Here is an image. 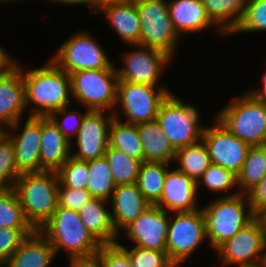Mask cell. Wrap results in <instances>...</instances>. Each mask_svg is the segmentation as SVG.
I'll use <instances>...</instances> for the list:
<instances>
[{
	"mask_svg": "<svg viewBox=\"0 0 266 267\" xmlns=\"http://www.w3.org/2000/svg\"><path fill=\"white\" fill-rule=\"evenodd\" d=\"M25 84L26 107L30 104L28 116L48 117L52 112L70 106V75L59 68L51 59L40 68L21 67Z\"/></svg>",
	"mask_w": 266,
	"mask_h": 267,
	"instance_id": "cell-1",
	"label": "cell"
},
{
	"mask_svg": "<svg viewBox=\"0 0 266 267\" xmlns=\"http://www.w3.org/2000/svg\"><path fill=\"white\" fill-rule=\"evenodd\" d=\"M39 232L51 243L55 255L64 250L69 260L96 257L101 245L86 229L79 213L64 207H57Z\"/></svg>",
	"mask_w": 266,
	"mask_h": 267,
	"instance_id": "cell-2",
	"label": "cell"
},
{
	"mask_svg": "<svg viewBox=\"0 0 266 267\" xmlns=\"http://www.w3.org/2000/svg\"><path fill=\"white\" fill-rule=\"evenodd\" d=\"M57 172L22 174L14 184L24 216L34 230H38L52 217L58 207Z\"/></svg>",
	"mask_w": 266,
	"mask_h": 267,
	"instance_id": "cell-3",
	"label": "cell"
},
{
	"mask_svg": "<svg viewBox=\"0 0 266 267\" xmlns=\"http://www.w3.org/2000/svg\"><path fill=\"white\" fill-rule=\"evenodd\" d=\"M201 210L207 239L214 250L255 218L246 194L239 191L222 195Z\"/></svg>",
	"mask_w": 266,
	"mask_h": 267,
	"instance_id": "cell-4",
	"label": "cell"
},
{
	"mask_svg": "<svg viewBox=\"0 0 266 267\" xmlns=\"http://www.w3.org/2000/svg\"><path fill=\"white\" fill-rule=\"evenodd\" d=\"M216 119L232 134L250 146H264L266 139V105L249 92L237 96L221 109Z\"/></svg>",
	"mask_w": 266,
	"mask_h": 267,
	"instance_id": "cell-5",
	"label": "cell"
},
{
	"mask_svg": "<svg viewBox=\"0 0 266 267\" xmlns=\"http://www.w3.org/2000/svg\"><path fill=\"white\" fill-rule=\"evenodd\" d=\"M197 108L170 93L161 103L156 121L175 150L202 140L205 126Z\"/></svg>",
	"mask_w": 266,
	"mask_h": 267,
	"instance_id": "cell-6",
	"label": "cell"
},
{
	"mask_svg": "<svg viewBox=\"0 0 266 267\" xmlns=\"http://www.w3.org/2000/svg\"><path fill=\"white\" fill-rule=\"evenodd\" d=\"M71 96L93 111L113 110L117 102L116 69L78 70L70 74Z\"/></svg>",
	"mask_w": 266,
	"mask_h": 267,
	"instance_id": "cell-7",
	"label": "cell"
},
{
	"mask_svg": "<svg viewBox=\"0 0 266 267\" xmlns=\"http://www.w3.org/2000/svg\"><path fill=\"white\" fill-rule=\"evenodd\" d=\"M135 3L141 27L139 45L160 50L172 59L180 36L169 16L168 1L135 0Z\"/></svg>",
	"mask_w": 266,
	"mask_h": 267,
	"instance_id": "cell-8",
	"label": "cell"
},
{
	"mask_svg": "<svg viewBox=\"0 0 266 267\" xmlns=\"http://www.w3.org/2000/svg\"><path fill=\"white\" fill-rule=\"evenodd\" d=\"M174 214L169 220L166 251L169 259L178 267L202 245L207 233L201 208Z\"/></svg>",
	"mask_w": 266,
	"mask_h": 267,
	"instance_id": "cell-9",
	"label": "cell"
},
{
	"mask_svg": "<svg viewBox=\"0 0 266 267\" xmlns=\"http://www.w3.org/2000/svg\"><path fill=\"white\" fill-rule=\"evenodd\" d=\"M170 93L164 85L159 87L118 81L116 107L121 104L126 123L138 125L155 121L161 103Z\"/></svg>",
	"mask_w": 266,
	"mask_h": 267,
	"instance_id": "cell-10",
	"label": "cell"
},
{
	"mask_svg": "<svg viewBox=\"0 0 266 267\" xmlns=\"http://www.w3.org/2000/svg\"><path fill=\"white\" fill-rule=\"evenodd\" d=\"M76 33L63 42L51 58L59 68L69 75L78 70L116 69L104 48L89 32Z\"/></svg>",
	"mask_w": 266,
	"mask_h": 267,
	"instance_id": "cell-11",
	"label": "cell"
},
{
	"mask_svg": "<svg viewBox=\"0 0 266 267\" xmlns=\"http://www.w3.org/2000/svg\"><path fill=\"white\" fill-rule=\"evenodd\" d=\"M266 243L262 221L255 217L231 238L222 243L215 252L226 266L259 267Z\"/></svg>",
	"mask_w": 266,
	"mask_h": 267,
	"instance_id": "cell-12",
	"label": "cell"
},
{
	"mask_svg": "<svg viewBox=\"0 0 266 267\" xmlns=\"http://www.w3.org/2000/svg\"><path fill=\"white\" fill-rule=\"evenodd\" d=\"M133 46L137 49L123 54L124 67L116 69L119 81L160 86L162 72L172 59L160 50Z\"/></svg>",
	"mask_w": 266,
	"mask_h": 267,
	"instance_id": "cell-13",
	"label": "cell"
},
{
	"mask_svg": "<svg viewBox=\"0 0 266 267\" xmlns=\"http://www.w3.org/2000/svg\"><path fill=\"white\" fill-rule=\"evenodd\" d=\"M202 140L208 149L211 162L233 171H241L249 144L232 134L217 119L211 126H205Z\"/></svg>",
	"mask_w": 266,
	"mask_h": 267,
	"instance_id": "cell-14",
	"label": "cell"
},
{
	"mask_svg": "<svg viewBox=\"0 0 266 267\" xmlns=\"http://www.w3.org/2000/svg\"><path fill=\"white\" fill-rule=\"evenodd\" d=\"M21 122L18 120L5 129L13 143L18 174L40 173L41 117L28 116L21 133L16 134Z\"/></svg>",
	"mask_w": 266,
	"mask_h": 267,
	"instance_id": "cell-15",
	"label": "cell"
},
{
	"mask_svg": "<svg viewBox=\"0 0 266 267\" xmlns=\"http://www.w3.org/2000/svg\"><path fill=\"white\" fill-rule=\"evenodd\" d=\"M168 213L156 205H151L124 229V235L136 243L135 246L166 251L170 220Z\"/></svg>",
	"mask_w": 266,
	"mask_h": 267,
	"instance_id": "cell-16",
	"label": "cell"
},
{
	"mask_svg": "<svg viewBox=\"0 0 266 267\" xmlns=\"http://www.w3.org/2000/svg\"><path fill=\"white\" fill-rule=\"evenodd\" d=\"M105 111L90 110L84 117L76 136L77 153H71L75 159L94 160L104 156L109 145V127L113 113L105 116Z\"/></svg>",
	"mask_w": 266,
	"mask_h": 267,
	"instance_id": "cell-17",
	"label": "cell"
},
{
	"mask_svg": "<svg viewBox=\"0 0 266 267\" xmlns=\"http://www.w3.org/2000/svg\"><path fill=\"white\" fill-rule=\"evenodd\" d=\"M197 183L178 171L168 170L160 200L155 204L167 212H191L199 209Z\"/></svg>",
	"mask_w": 266,
	"mask_h": 267,
	"instance_id": "cell-18",
	"label": "cell"
},
{
	"mask_svg": "<svg viewBox=\"0 0 266 267\" xmlns=\"http://www.w3.org/2000/svg\"><path fill=\"white\" fill-rule=\"evenodd\" d=\"M16 63L8 72L0 75V126L7 128L23 119L26 110L25 84L21 66Z\"/></svg>",
	"mask_w": 266,
	"mask_h": 267,
	"instance_id": "cell-19",
	"label": "cell"
},
{
	"mask_svg": "<svg viewBox=\"0 0 266 267\" xmlns=\"http://www.w3.org/2000/svg\"><path fill=\"white\" fill-rule=\"evenodd\" d=\"M106 16L116 33L127 45L139 44L141 35L140 17L135 0H108L97 5L94 15Z\"/></svg>",
	"mask_w": 266,
	"mask_h": 267,
	"instance_id": "cell-20",
	"label": "cell"
},
{
	"mask_svg": "<svg viewBox=\"0 0 266 267\" xmlns=\"http://www.w3.org/2000/svg\"><path fill=\"white\" fill-rule=\"evenodd\" d=\"M109 203L112 205V223L118 235L151 206L136 183L116 185Z\"/></svg>",
	"mask_w": 266,
	"mask_h": 267,
	"instance_id": "cell-21",
	"label": "cell"
},
{
	"mask_svg": "<svg viewBox=\"0 0 266 267\" xmlns=\"http://www.w3.org/2000/svg\"><path fill=\"white\" fill-rule=\"evenodd\" d=\"M71 143L49 117H41V172L57 171L71 156Z\"/></svg>",
	"mask_w": 266,
	"mask_h": 267,
	"instance_id": "cell-22",
	"label": "cell"
},
{
	"mask_svg": "<svg viewBox=\"0 0 266 267\" xmlns=\"http://www.w3.org/2000/svg\"><path fill=\"white\" fill-rule=\"evenodd\" d=\"M108 200L92 197L79 211L86 229L100 244L117 243L118 234L114 229Z\"/></svg>",
	"mask_w": 266,
	"mask_h": 267,
	"instance_id": "cell-23",
	"label": "cell"
},
{
	"mask_svg": "<svg viewBox=\"0 0 266 267\" xmlns=\"http://www.w3.org/2000/svg\"><path fill=\"white\" fill-rule=\"evenodd\" d=\"M168 11L179 36L186 32L199 33L215 25L208 17L202 0L168 1Z\"/></svg>",
	"mask_w": 266,
	"mask_h": 267,
	"instance_id": "cell-24",
	"label": "cell"
},
{
	"mask_svg": "<svg viewBox=\"0 0 266 267\" xmlns=\"http://www.w3.org/2000/svg\"><path fill=\"white\" fill-rule=\"evenodd\" d=\"M55 257L51 243L35 230L21 242L3 267H48Z\"/></svg>",
	"mask_w": 266,
	"mask_h": 267,
	"instance_id": "cell-25",
	"label": "cell"
},
{
	"mask_svg": "<svg viewBox=\"0 0 266 267\" xmlns=\"http://www.w3.org/2000/svg\"><path fill=\"white\" fill-rule=\"evenodd\" d=\"M143 148V161L174 162L176 150L155 120L137 125Z\"/></svg>",
	"mask_w": 266,
	"mask_h": 267,
	"instance_id": "cell-26",
	"label": "cell"
},
{
	"mask_svg": "<svg viewBox=\"0 0 266 267\" xmlns=\"http://www.w3.org/2000/svg\"><path fill=\"white\" fill-rule=\"evenodd\" d=\"M202 2L208 17L217 27V33L219 32L221 36L234 34L241 23L247 0H202Z\"/></svg>",
	"mask_w": 266,
	"mask_h": 267,
	"instance_id": "cell-27",
	"label": "cell"
},
{
	"mask_svg": "<svg viewBox=\"0 0 266 267\" xmlns=\"http://www.w3.org/2000/svg\"><path fill=\"white\" fill-rule=\"evenodd\" d=\"M113 115L109 127V146L143 162V148L137 125L123 122L117 111Z\"/></svg>",
	"mask_w": 266,
	"mask_h": 267,
	"instance_id": "cell-28",
	"label": "cell"
},
{
	"mask_svg": "<svg viewBox=\"0 0 266 267\" xmlns=\"http://www.w3.org/2000/svg\"><path fill=\"white\" fill-rule=\"evenodd\" d=\"M169 165L166 162H141L136 184L151 205L161 198L167 171L171 169Z\"/></svg>",
	"mask_w": 266,
	"mask_h": 267,
	"instance_id": "cell-29",
	"label": "cell"
},
{
	"mask_svg": "<svg viewBox=\"0 0 266 267\" xmlns=\"http://www.w3.org/2000/svg\"><path fill=\"white\" fill-rule=\"evenodd\" d=\"M174 163L179 164L178 171L193 179L196 183L204 171L212 164L203 140L176 150Z\"/></svg>",
	"mask_w": 266,
	"mask_h": 267,
	"instance_id": "cell-30",
	"label": "cell"
},
{
	"mask_svg": "<svg viewBox=\"0 0 266 267\" xmlns=\"http://www.w3.org/2000/svg\"><path fill=\"white\" fill-rule=\"evenodd\" d=\"M266 175V146H251L241 171L237 174V187L246 194Z\"/></svg>",
	"mask_w": 266,
	"mask_h": 267,
	"instance_id": "cell-31",
	"label": "cell"
},
{
	"mask_svg": "<svg viewBox=\"0 0 266 267\" xmlns=\"http://www.w3.org/2000/svg\"><path fill=\"white\" fill-rule=\"evenodd\" d=\"M89 180L87 191L92 197L110 200L115 189L111 168L103 156L87 161Z\"/></svg>",
	"mask_w": 266,
	"mask_h": 267,
	"instance_id": "cell-32",
	"label": "cell"
},
{
	"mask_svg": "<svg viewBox=\"0 0 266 267\" xmlns=\"http://www.w3.org/2000/svg\"><path fill=\"white\" fill-rule=\"evenodd\" d=\"M104 157L111 168L115 185L134 184L137 181L141 161L108 145Z\"/></svg>",
	"mask_w": 266,
	"mask_h": 267,
	"instance_id": "cell-33",
	"label": "cell"
},
{
	"mask_svg": "<svg viewBox=\"0 0 266 267\" xmlns=\"http://www.w3.org/2000/svg\"><path fill=\"white\" fill-rule=\"evenodd\" d=\"M0 227L32 228L24 216L14 188L0 190Z\"/></svg>",
	"mask_w": 266,
	"mask_h": 267,
	"instance_id": "cell-34",
	"label": "cell"
},
{
	"mask_svg": "<svg viewBox=\"0 0 266 267\" xmlns=\"http://www.w3.org/2000/svg\"><path fill=\"white\" fill-rule=\"evenodd\" d=\"M19 176L12 140L4 132L0 136V190L13 188Z\"/></svg>",
	"mask_w": 266,
	"mask_h": 267,
	"instance_id": "cell-35",
	"label": "cell"
},
{
	"mask_svg": "<svg viewBox=\"0 0 266 267\" xmlns=\"http://www.w3.org/2000/svg\"><path fill=\"white\" fill-rule=\"evenodd\" d=\"M202 184L213 193H227L234 186L237 187V175L231 170L212 163L197 182L198 187Z\"/></svg>",
	"mask_w": 266,
	"mask_h": 267,
	"instance_id": "cell-36",
	"label": "cell"
},
{
	"mask_svg": "<svg viewBox=\"0 0 266 267\" xmlns=\"http://www.w3.org/2000/svg\"><path fill=\"white\" fill-rule=\"evenodd\" d=\"M56 172L59 183L62 186L87 190L89 180L87 161L78 160L70 156Z\"/></svg>",
	"mask_w": 266,
	"mask_h": 267,
	"instance_id": "cell-37",
	"label": "cell"
},
{
	"mask_svg": "<svg viewBox=\"0 0 266 267\" xmlns=\"http://www.w3.org/2000/svg\"><path fill=\"white\" fill-rule=\"evenodd\" d=\"M89 111L90 110L86 109V111L82 114L78 112L77 109L76 110L73 108L71 109L70 106H67V107H63L60 110L52 112L48 116L53 121V123L57 126L60 132L64 135V137L71 143L72 152H74L72 150V143H73L72 137L73 135L75 137L77 136L80 126L82 125L83 119ZM58 115H60L63 120Z\"/></svg>",
	"mask_w": 266,
	"mask_h": 267,
	"instance_id": "cell-38",
	"label": "cell"
},
{
	"mask_svg": "<svg viewBox=\"0 0 266 267\" xmlns=\"http://www.w3.org/2000/svg\"><path fill=\"white\" fill-rule=\"evenodd\" d=\"M266 31V0H247L246 9L237 32Z\"/></svg>",
	"mask_w": 266,
	"mask_h": 267,
	"instance_id": "cell-39",
	"label": "cell"
},
{
	"mask_svg": "<svg viewBox=\"0 0 266 267\" xmlns=\"http://www.w3.org/2000/svg\"><path fill=\"white\" fill-rule=\"evenodd\" d=\"M127 252L133 267H177L168 257L167 251L133 248L120 244Z\"/></svg>",
	"mask_w": 266,
	"mask_h": 267,
	"instance_id": "cell-40",
	"label": "cell"
},
{
	"mask_svg": "<svg viewBox=\"0 0 266 267\" xmlns=\"http://www.w3.org/2000/svg\"><path fill=\"white\" fill-rule=\"evenodd\" d=\"M33 228L0 227V267L4 266Z\"/></svg>",
	"mask_w": 266,
	"mask_h": 267,
	"instance_id": "cell-41",
	"label": "cell"
},
{
	"mask_svg": "<svg viewBox=\"0 0 266 267\" xmlns=\"http://www.w3.org/2000/svg\"><path fill=\"white\" fill-rule=\"evenodd\" d=\"M96 257L102 267H133L128 252L119 241L112 244H101Z\"/></svg>",
	"mask_w": 266,
	"mask_h": 267,
	"instance_id": "cell-42",
	"label": "cell"
},
{
	"mask_svg": "<svg viewBox=\"0 0 266 267\" xmlns=\"http://www.w3.org/2000/svg\"><path fill=\"white\" fill-rule=\"evenodd\" d=\"M91 198V194L86 189H74L58 184V207L78 212Z\"/></svg>",
	"mask_w": 266,
	"mask_h": 267,
	"instance_id": "cell-43",
	"label": "cell"
},
{
	"mask_svg": "<svg viewBox=\"0 0 266 267\" xmlns=\"http://www.w3.org/2000/svg\"><path fill=\"white\" fill-rule=\"evenodd\" d=\"M246 196L255 217H259L266 211V175L246 193Z\"/></svg>",
	"mask_w": 266,
	"mask_h": 267,
	"instance_id": "cell-44",
	"label": "cell"
},
{
	"mask_svg": "<svg viewBox=\"0 0 266 267\" xmlns=\"http://www.w3.org/2000/svg\"><path fill=\"white\" fill-rule=\"evenodd\" d=\"M6 52L7 51L0 46V75L8 72L16 65V60H12Z\"/></svg>",
	"mask_w": 266,
	"mask_h": 267,
	"instance_id": "cell-45",
	"label": "cell"
},
{
	"mask_svg": "<svg viewBox=\"0 0 266 267\" xmlns=\"http://www.w3.org/2000/svg\"><path fill=\"white\" fill-rule=\"evenodd\" d=\"M70 267H102L97 257L85 259H70L68 260Z\"/></svg>",
	"mask_w": 266,
	"mask_h": 267,
	"instance_id": "cell-46",
	"label": "cell"
},
{
	"mask_svg": "<svg viewBox=\"0 0 266 267\" xmlns=\"http://www.w3.org/2000/svg\"><path fill=\"white\" fill-rule=\"evenodd\" d=\"M51 2H56V4H66V5H78V4H84L89 6L90 8H93L91 11L92 15L95 14L97 4L93 0H51Z\"/></svg>",
	"mask_w": 266,
	"mask_h": 267,
	"instance_id": "cell-47",
	"label": "cell"
},
{
	"mask_svg": "<svg viewBox=\"0 0 266 267\" xmlns=\"http://www.w3.org/2000/svg\"><path fill=\"white\" fill-rule=\"evenodd\" d=\"M266 71V70H265ZM262 89L259 88L256 90H249L248 92L254 96L258 101H260L262 104L266 105V72L262 75Z\"/></svg>",
	"mask_w": 266,
	"mask_h": 267,
	"instance_id": "cell-48",
	"label": "cell"
},
{
	"mask_svg": "<svg viewBox=\"0 0 266 267\" xmlns=\"http://www.w3.org/2000/svg\"><path fill=\"white\" fill-rule=\"evenodd\" d=\"M259 267H266V243L264 246L263 254H262L261 259H260Z\"/></svg>",
	"mask_w": 266,
	"mask_h": 267,
	"instance_id": "cell-49",
	"label": "cell"
},
{
	"mask_svg": "<svg viewBox=\"0 0 266 267\" xmlns=\"http://www.w3.org/2000/svg\"><path fill=\"white\" fill-rule=\"evenodd\" d=\"M260 220L262 221L264 231L266 233V211L259 216Z\"/></svg>",
	"mask_w": 266,
	"mask_h": 267,
	"instance_id": "cell-50",
	"label": "cell"
},
{
	"mask_svg": "<svg viewBox=\"0 0 266 267\" xmlns=\"http://www.w3.org/2000/svg\"><path fill=\"white\" fill-rule=\"evenodd\" d=\"M97 5L101 2L108 1V0H93Z\"/></svg>",
	"mask_w": 266,
	"mask_h": 267,
	"instance_id": "cell-51",
	"label": "cell"
},
{
	"mask_svg": "<svg viewBox=\"0 0 266 267\" xmlns=\"http://www.w3.org/2000/svg\"><path fill=\"white\" fill-rule=\"evenodd\" d=\"M10 2L11 1V3H12V1L14 2V1H21V0H0V2H6V3H8V2Z\"/></svg>",
	"mask_w": 266,
	"mask_h": 267,
	"instance_id": "cell-52",
	"label": "cell"
},
{
	"mask_svg": "<svg viewBox=\"0 0 266 267\" xmlns=\"http://www.w3.org/2000/svg\"><path fill=\"white\" fill-rule=\"evenodd\" d=\"M5 132V128H2V126H0V136Z\"/></svg>",
	"mask_w": 266,
	"mask_h": 267,
	"instance_id": "cell-53",
	"label": "cell"
}]
</instances>
